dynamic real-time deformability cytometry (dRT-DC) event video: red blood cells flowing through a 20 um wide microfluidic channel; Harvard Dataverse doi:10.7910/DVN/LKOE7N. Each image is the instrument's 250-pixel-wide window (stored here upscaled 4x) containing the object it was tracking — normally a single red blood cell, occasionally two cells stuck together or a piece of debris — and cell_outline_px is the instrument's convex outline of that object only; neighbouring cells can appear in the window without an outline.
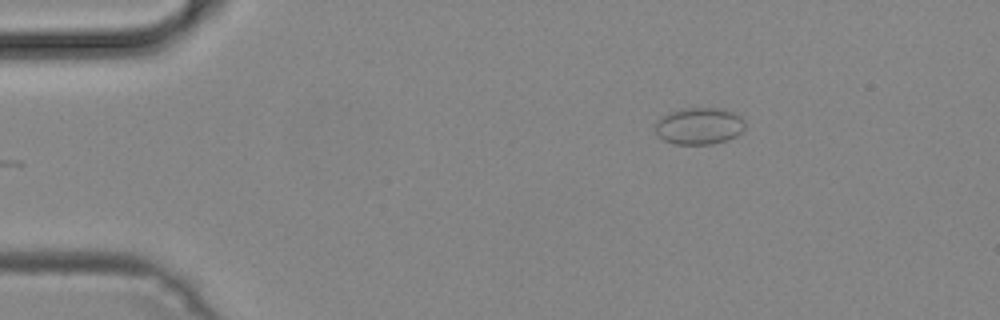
{"species": "common noctule bat (a hibernating species)", "species_latin": "Nyctalus noctula", "temperature_condition": "cold", "stored_images_in_passage": 43, "camera_frame_rate_fps": 3000, "um_per_image_px": 0.085, "animal": {"sex": "male", "body_mass_g": 19.2, "forearm_length_mm": 51.8}, "frame": {"image": 1, "passage_image": 1, "time_ms": 0.0, "image_size_px": [1000, 320], "cell_outline_px": [[744, 128], [736, 136], [728, 140], [712, 144], [676, 144], [664, 140], [656, 136], [656, 124], [660, 116], [668, 112], [684, 108], [724, 108], [740, 116], [744, 120]], "centroid_in_image_um": [59.41, 10.7], "position_along_channel_um": 25.6, "area_um2": 19.42}}
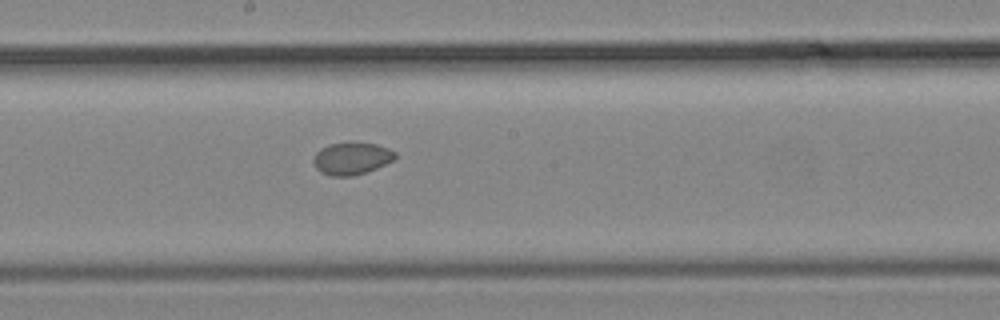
{"frame": {"image": 2, "passage_image": 20, "time_ms": 6.333, "image_size_px": [1000, 320], "cell_outline_px": [[396, 156], [392, 160], [376, 168], [352, 176], [332, 176], [320, 172], [316, 168], [312, 160], [316, 152], [320, 148], [328, 144], [376, 144], [388, 148], [396, 152]], "centroid_in_image_um": [29.85, 13.48], "position_along_channel_um": 218.4, "area_um2": 14.97}}
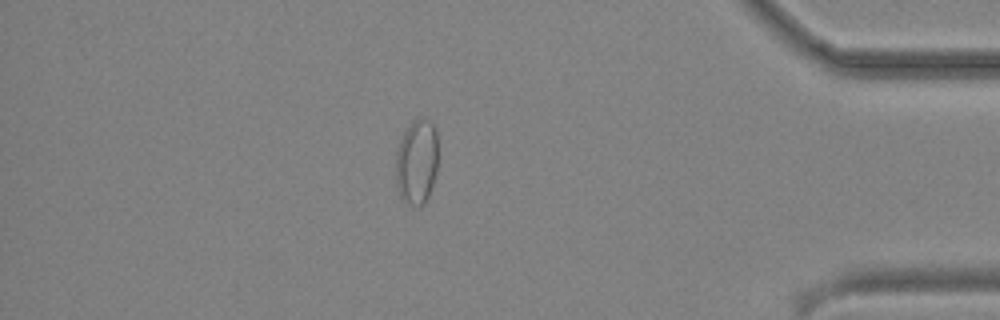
{"frame": {"image": 3, "passage_image": 36, "time_ms": 11.667, "image_size_px": [1000, 320], "cell_outline_px": [[436, 172], [428, 196], [424, 204], [420, 208], [416, 208], [408, 204], [400, 196], [396, 184], [396, 148], [404, 132], [412, 120], [420, 116], [428, 120], [432, 124], [436, 132]], "centroid_in_image_um": [35.39, 13.77], "position_along_channel_um": 399.8, "area_um2": 21.1}}